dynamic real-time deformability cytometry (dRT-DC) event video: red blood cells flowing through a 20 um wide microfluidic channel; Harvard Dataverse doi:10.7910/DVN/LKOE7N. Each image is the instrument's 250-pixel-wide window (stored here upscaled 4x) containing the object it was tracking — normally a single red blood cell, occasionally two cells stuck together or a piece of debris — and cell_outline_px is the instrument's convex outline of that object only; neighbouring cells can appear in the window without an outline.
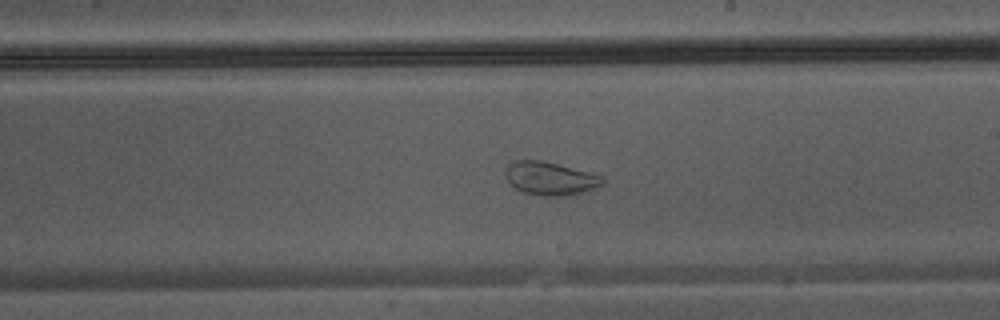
{"species": "Egyptian fruit bat (a non-hibernating species)", "species_latin": "Rousettus aegyptiacus", "temperature_condition": "warm", "stored_images_in_passage": 47, "segment_of_instrument_passage": [2, 2], "camera_frame_rate_fps": 3000, "um_per_image_px": 0.085, "animal": {"sex": "male"}, "frame": {"image": 1, "passage_image": 28, "time_ms": 9.0, "image_size_px": [1000, 320], "cell_outline_px": [[604, 184], [584, 192], [568, 196], [544, 196], [524, 192], [516, 188], [504, 176], [504, 172], [508, 164], [516, 160], [540, 160], [604, 176]], "centroid_in_image_um": [46.77, 15.17], "position_along_channel_um": 242.2, "area_um2": 18.73}}
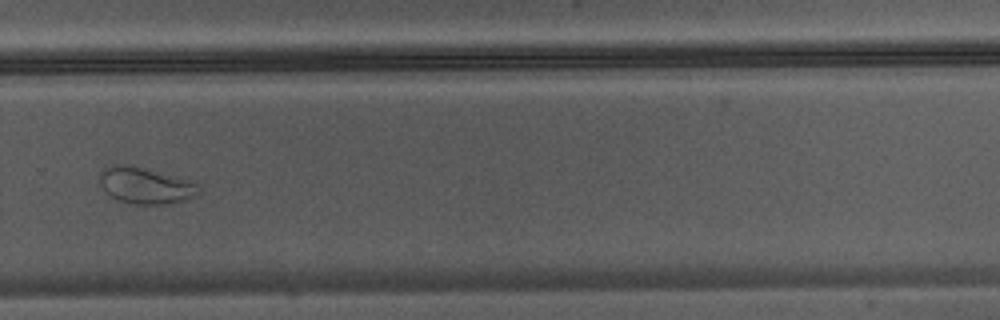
{"frame": {"image": 2, "passage_image": 33, "time_ms": 10.667, "image_size_px": [1000, 320], "cell_outline_px": [[200, 192], [188, 200], [168, 204], [132, 204], [120, 200], [112, 196], [100, 184], [100, 176], [104, 168], [112, 164], [128, 164], [144, 168], [184, 180], [196, 184]], "centroid_in_image_um": [12.34, 15.78], "position_along_channel_um": 317.5, "area_um2": 20.46}}
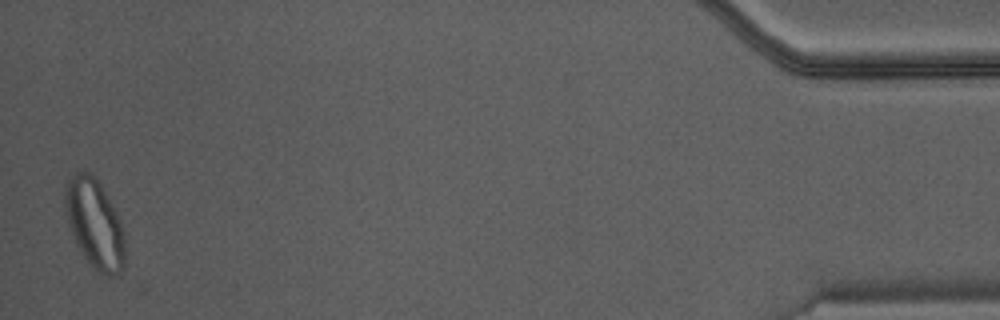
{"frame": {"image": 3, "passage_image": 46, "time_ms": 15.0, "image_size_px": [1000, 320], "cell_outline_px": [[124, 268], [120, 276], [108, 276], [96, 272], [84, 256], [76, 244], [68, 224], [64, 208], [64, 188], [68, 180], [76, 172], [88, 172], [100, 184], [116, 212], [124, 236]], "centroid_in_image_um": [8.03, 19.07], "position_along_channel_um": 427.2, "area_um2": 30.98}}